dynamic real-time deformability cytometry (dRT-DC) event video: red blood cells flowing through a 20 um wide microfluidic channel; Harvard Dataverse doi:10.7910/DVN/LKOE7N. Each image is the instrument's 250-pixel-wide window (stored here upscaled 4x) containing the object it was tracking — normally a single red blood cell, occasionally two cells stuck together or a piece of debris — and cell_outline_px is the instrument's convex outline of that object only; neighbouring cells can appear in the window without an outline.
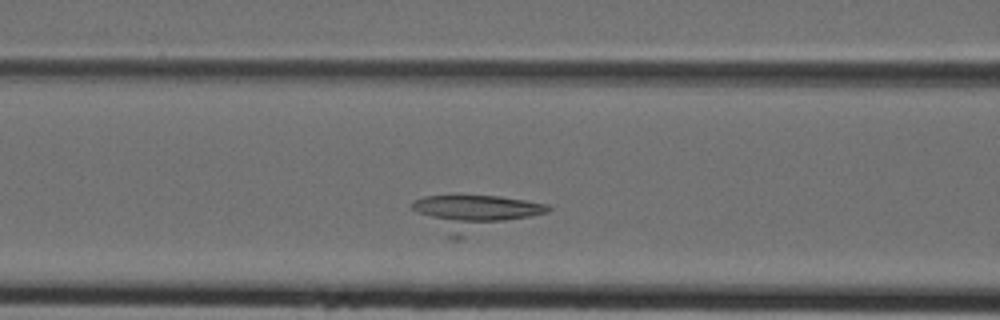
{"species": "Egyptian fruit bat (a non-hibernating species)", "species_latin": "Rousettus aegyptiacus", "temperature_condition": "cold", "stored_images_in_passage": 21, "camera_frame_rate_fps": 3000, "um_per_image_px": 0.085, "animal": {"sex": "female"}, "frame": {"image": 1, "passage_image": 11, "time_ms": 3.333, "image_size_px": [1000, 320], "cell_outline_px": [[552, 208], [548, 212], [460, 240], [452, 240], [416, 212], [412, 208], [412, 200], [424, 196], [500, 196], [548, 204]], "centroid_in_image_um": [40.35, 18.12], "position_along_channel_um": 126.3, "area_um2": 28.38}}
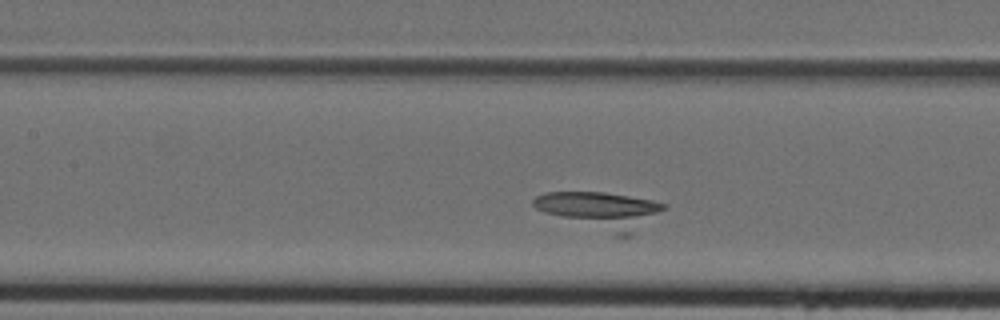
{"frame": {"image": 2, "passage_image": 13, "time_ms": 4.0, "image_size_px": [1000, 320], "cell_outline_px": [[668, 204], [664, 208], [632, 236], [616, 236], [544, 212], [536, 208], [532, 204], [532, 200], [536, 196], [544, 192], [604, 192], [652, 200]], "centroid_in_image_um": [51.05, 17.88], "position_along_channel_um": 156.4, "area_um2": 27.69}}
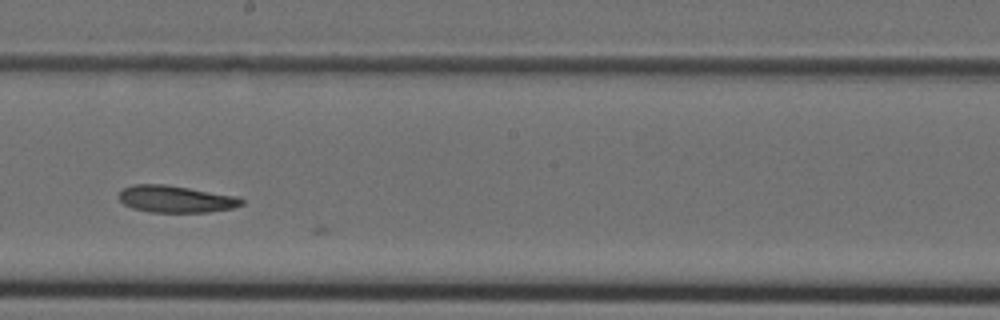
{"frame": {"image": 3, "passage_image": 18, "time_ms": 5.667, "image_size_px": [1000, 320], "cell_outline_px": [[244, 204], [232, 208], [208, 212], [152, 212], [132, 208], [124, 204], [116, 196], [124, 188], [132, 184], [164, 184], [236, 196], [244, 200]], "centroid_in_image_um": [14.91, 16.92], "position_along_channel_um": 233.3, "area_um2": 19.19}}